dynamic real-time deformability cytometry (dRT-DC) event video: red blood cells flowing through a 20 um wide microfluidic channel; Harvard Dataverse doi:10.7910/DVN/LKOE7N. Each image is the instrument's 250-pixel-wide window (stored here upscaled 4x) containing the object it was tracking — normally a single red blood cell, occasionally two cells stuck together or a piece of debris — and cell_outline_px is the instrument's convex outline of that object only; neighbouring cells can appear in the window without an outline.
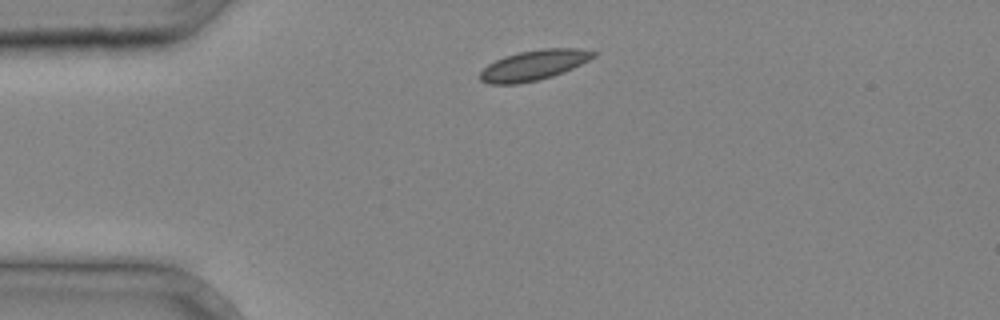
{"species": "common noctule bat (a hibernating species)", "species_latin": "Nyctalus noctula", "temperature_condition": "cold", "stored_images_in_passage": 2, "camera_frame_rate_fps": 3000, "um_per_image_px": 0.085, "animal": {"sex": "male", "body_mass_g": 20.4}, "frame": {"image": 1, "passage_image": 1, "time_ms": 0.0, "image_size_px": [1000, 320], "cell_outline_px": [[600, 52], [596, 56], [564, 72], [552, 76], [536, 80], [516, 84], [488, 84], [480, 80], [480, 72], [488, 64], [504, 56], [520, 52], [540, 48], [580, 48]], "centroid_in_image_um": [45.39, 5.52], "position_along_channel_um": 39.6, "area_um2": 19.94}}
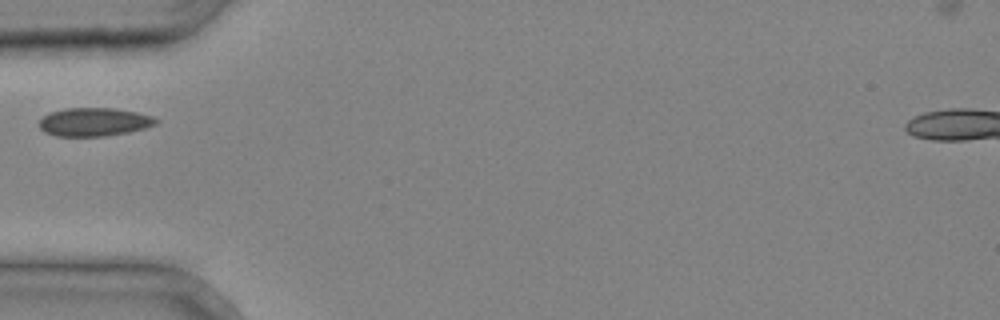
{"frame": {"image": 2, "passage_image": 2, "time_ms": 0.333, "image_size_px": [1000, 320], "cell_outline_px": [[160, 120], [156, 124], [144, 128], [128, 132], [104, 136], [56, 136], [44, 132], [40, 128], [40, 120], [48, 112], [64, 108], [112, 108], [136, 112], [152, 116]], "centroid_in_image_um": [7.98, 10.36], "position_along_channel_um": 77.0, "area_um2": 19.31}}